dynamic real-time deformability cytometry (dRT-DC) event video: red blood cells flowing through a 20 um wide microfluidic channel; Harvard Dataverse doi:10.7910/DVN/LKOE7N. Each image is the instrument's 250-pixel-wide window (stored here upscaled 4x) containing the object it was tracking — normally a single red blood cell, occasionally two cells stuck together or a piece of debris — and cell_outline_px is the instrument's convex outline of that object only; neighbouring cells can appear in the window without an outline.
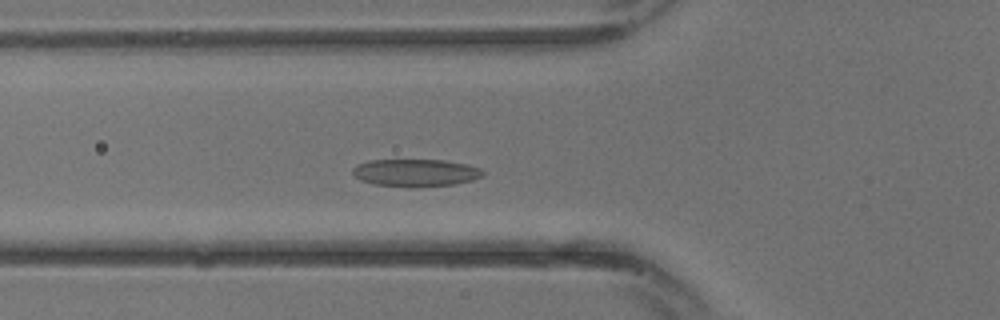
{"species": "common noctule bat (a hibernating species)", "species_latin": "Nyctalus noctula", "temperature_condition": "warm", "stored_images_in_passage": 25, "camera_frame_rate_fps": 3000, "um_per_image_px": 0.085, "animal": {"sex": "male", "body_mass_g": 13.3}, "frame": {"image": 1, "passage_image": 7, "time_ms": 2.0, "image_size_px": [1000, 320], "cell_outline_px": [[484, 176], [472, 180], [452, 184], [416, 188], [376, 184], [360, 180], [352, 172], [352, 168], [356, 164], [368, 160], [444, 160], [464, 164], [480, 168], [484, 172]], "centroid_in_image_um": [35.31, 14.68], "position_along_channel_um": 90.5, "area_um2": 20.87}}
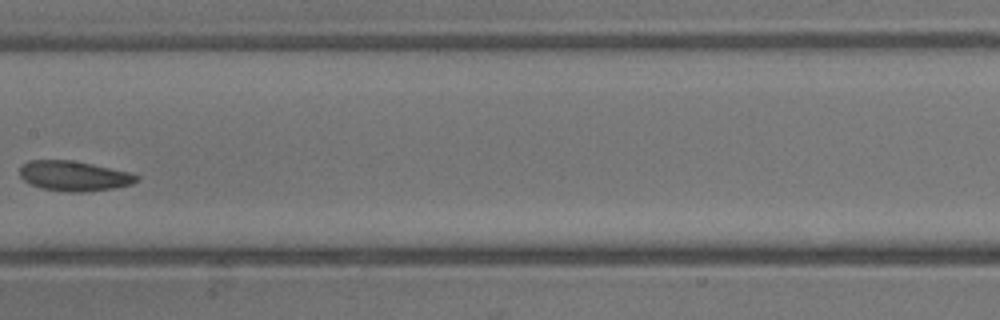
{"frame": {"image": 2, "passage_image": 12, "time_ms": 3.667, "image_size_px": [1000, 320], "cell_outline_px": [[140, 176], [132, 184], [112, 188], [84, 192], [68, 192], [40, 188], [24, 180], [20, 176], [20, 168], [28, 160], [72, 160], [92, 164], [128, 172]], "centroid_in_image_um": [6.27, 14.95], "position_along_channel_um": 201.1, "area_um2": 20.23}}
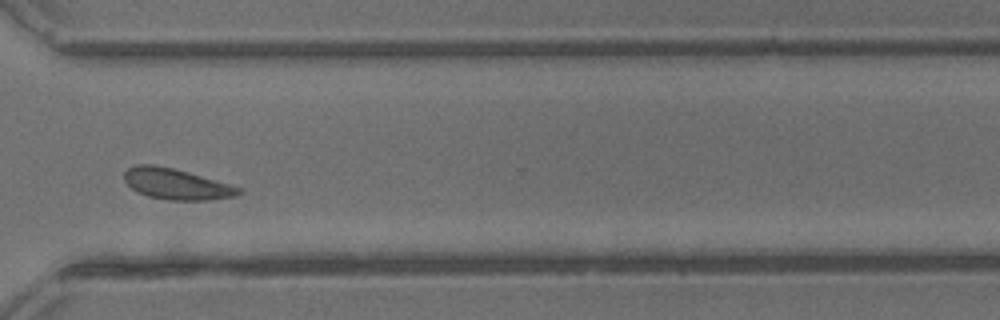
{"frame": {"image": 3, "passage_image": 19, "time_ms": 6.0, "image_size_px": [1000, 320], "cell_outline_px": [[244, 192], [236, 196], [208, 200], [168, 200], [148, 196], [136, 192], [124, 180], [124, 172], [128, 168], [136, 164], [152, 164], [172, 168], [188, 172], [244, 188]], "centroid_in_image_um": [15.01, 15.65], "position_along_channel_um": 355.6, "area_um2": 20.69}}